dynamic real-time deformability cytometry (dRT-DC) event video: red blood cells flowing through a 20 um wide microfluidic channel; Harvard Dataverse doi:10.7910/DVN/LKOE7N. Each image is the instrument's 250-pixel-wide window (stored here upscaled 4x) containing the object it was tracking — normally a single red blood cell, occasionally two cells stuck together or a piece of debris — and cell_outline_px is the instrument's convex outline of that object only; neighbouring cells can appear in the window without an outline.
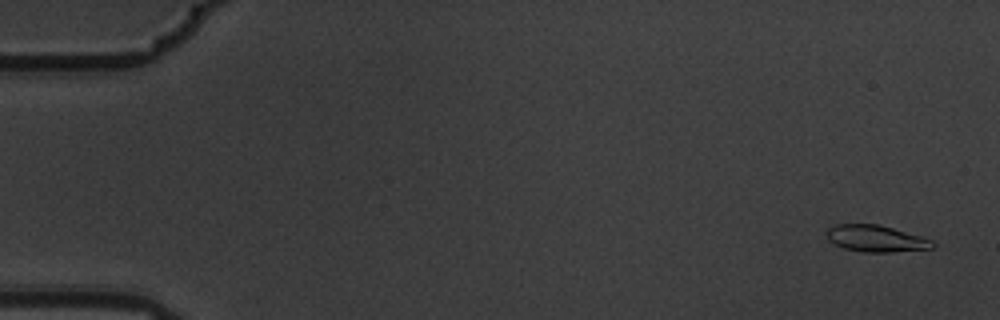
{"species": "common noctule bat (a hibernating species)", "species_latin": "Nyctalus noctula", "temperature_condition": "warm", "stored_images_in_passage": 5, "camera_frame_rate_fps": 3000, "um_per_image_px": 0.085, "animal": {"sex": "male", "body_mass_g": 19.5, "forearm_length_mm": 54.6}, "frame": {"image": 1, "passage_image": 1, "time_ms": 0.0, "image_size_px": [1000, 320], "cell_outline_px": [[936, 244], [932, 248], [892, 252], [864, 252], [844, 248], [828, 240], [824, 232], [828, 228], [836, 224], [880, 224], [920, 236], [932, 240]], "centroid_in_image_um": [74.43, 20.27], "position_along_channel_um": 10.6, "area_um2": 16.47}}